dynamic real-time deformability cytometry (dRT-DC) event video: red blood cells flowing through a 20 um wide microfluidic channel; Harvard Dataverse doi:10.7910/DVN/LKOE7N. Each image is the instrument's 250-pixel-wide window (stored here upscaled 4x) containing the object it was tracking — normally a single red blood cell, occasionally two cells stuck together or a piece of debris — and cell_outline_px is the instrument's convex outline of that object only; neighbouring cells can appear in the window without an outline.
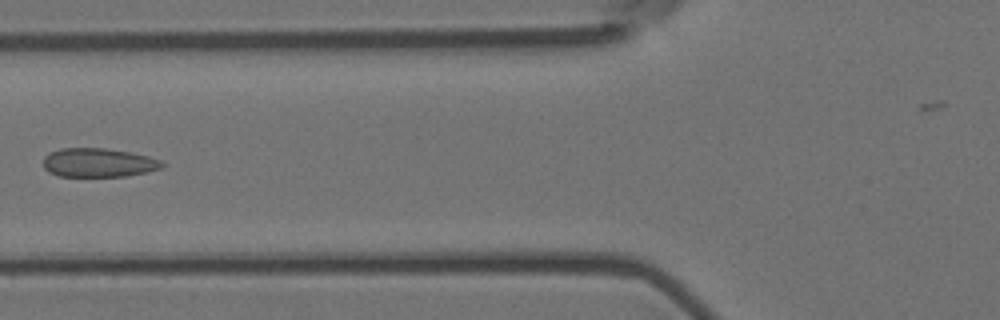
{"species": "Egyptian fruit bat (a non-hibernating species)", "species_latin": "Rousettus aegyptiacus", "temperature_condition": "room temperature", "stored_images_in_passage": 8, "camera_frame_rate_fps": 3000, "um_per_image_px": 0.085, "animal": {"sex": "female"}, "frame": {"image": 1, "passage_image": 5, "time_ms": 1.333, "image_size_px": [1000, 320], "cell_outline_px": [[164, 164], [160, 168], [144, 172], [124, 176], [60, 176], [48, 172], [44, 168], [44, 156], [48, 152], [60, 148], [108, 148], [148, 156], [160, 160]], "centroid_in_image_um": [8.31, 13.81], "position_along_channel_um": 117.5, "area_um2": 19.88}}
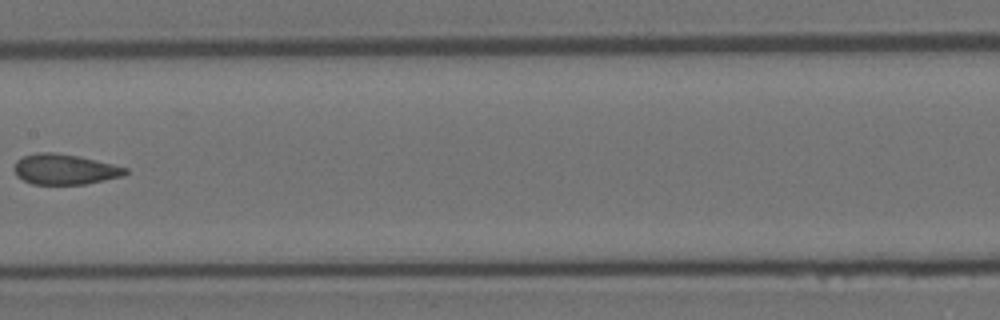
{"frame": {"image": 2, "passage_image": 7, "time_ms": 2.0, "image_size_px": [1000, 320], "cell_outline_px": [[128, 172], [124, 176], [84, 184], [32, 184], [16, 176], [12, 168], [16, 160], [24, 156], [36, 152], [52, 152], [76, 156], [112, 164], [128, 168]], "centroid_in_image_um": [5.46, 14.39], "position_along_channel_um": 201.9, "area_um2": 19.65}}
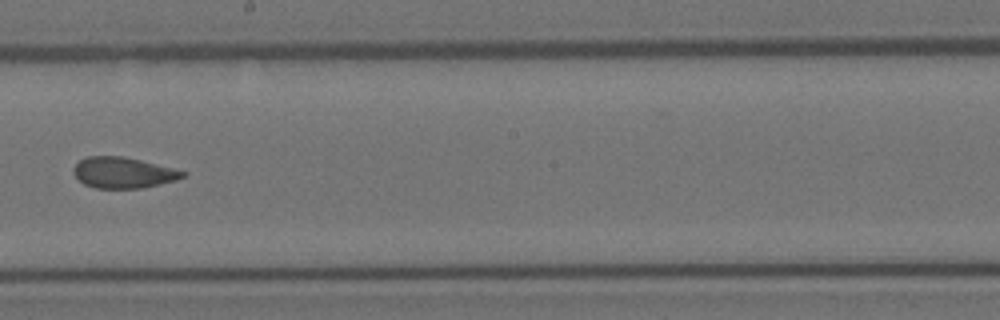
{"frame": {"image": 3, "passage_image": 8, "time_ms": 2.333, "image_size_px": [1000, 320], "cell_outline_px": [[188, 172], [184, 176], [176, 180], [140, 188], [96, 188], [84, 184], [72, 172], [72, 168], [80, 160], [88, 156], [124, 156]], "centroid_in_image_um": [10.45, 14.67], "position_along_channel_um": 237.8, "area_um2": 19.48}}